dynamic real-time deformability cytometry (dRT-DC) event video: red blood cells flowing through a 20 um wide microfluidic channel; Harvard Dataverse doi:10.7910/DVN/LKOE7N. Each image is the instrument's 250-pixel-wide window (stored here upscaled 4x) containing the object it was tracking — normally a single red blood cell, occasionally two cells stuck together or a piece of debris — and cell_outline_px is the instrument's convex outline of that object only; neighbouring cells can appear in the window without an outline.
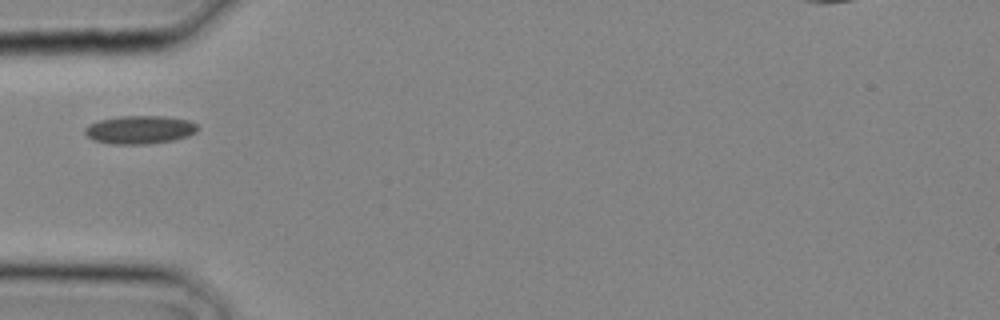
{"species": "common noctule bat (a hibernating species)", "species_latin": "Nyctalus noctula", "temperature_condition": "cold", "stored_images_in_passage": 4, "camera_frame_rate_fps": 3000, "um_per_image_px": 0.085, "animal": {"sex": "male", "body_mass_g": 20.4}, "frame": {"image": 1, "passage_image": 1, "time_ms": 0.0, "image_size_px": [1000, 320], "cell_outline_px": [[200, 128], [196, 132], [188, 136], [172, 140], [148, 144], [112, 144], [92, 140], [84, 132], [84, 128], [88, 124], [100, 120], [120, 116], [164, 116], [188, 120], [196, 124]], "centroid_in_image_um": [11.87, 11.03], "position_along_channel_um": 73.1, "area_um2": 18.61}}
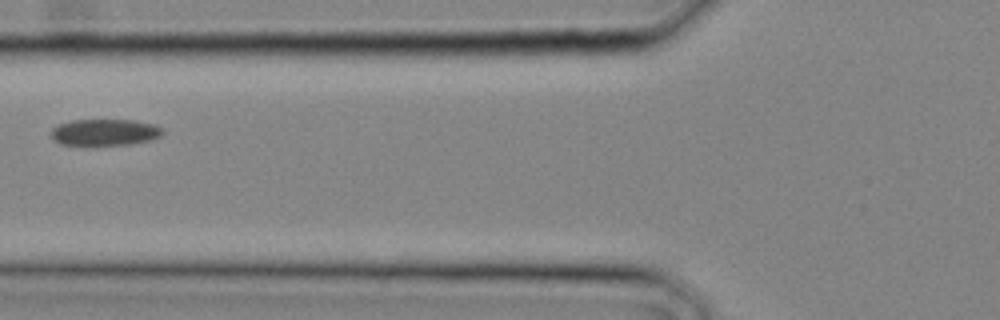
{"frame": {"image": 2, "passage_image": 3, "time_ms": 0.667, "image_size_px": [1000, 320], "cell_outline_px": [[164, 132], [160, 136], [152, 140], [132, 144], [96, 148], [60, 144], [52, 140], [52, 128], [60, 124], [72, 120], [132, 120], [156, 124]], "centroid_in_image_um": [8.89, 11.3], "position_along_channel_um": 116.9, "area_um2": 18.09}}